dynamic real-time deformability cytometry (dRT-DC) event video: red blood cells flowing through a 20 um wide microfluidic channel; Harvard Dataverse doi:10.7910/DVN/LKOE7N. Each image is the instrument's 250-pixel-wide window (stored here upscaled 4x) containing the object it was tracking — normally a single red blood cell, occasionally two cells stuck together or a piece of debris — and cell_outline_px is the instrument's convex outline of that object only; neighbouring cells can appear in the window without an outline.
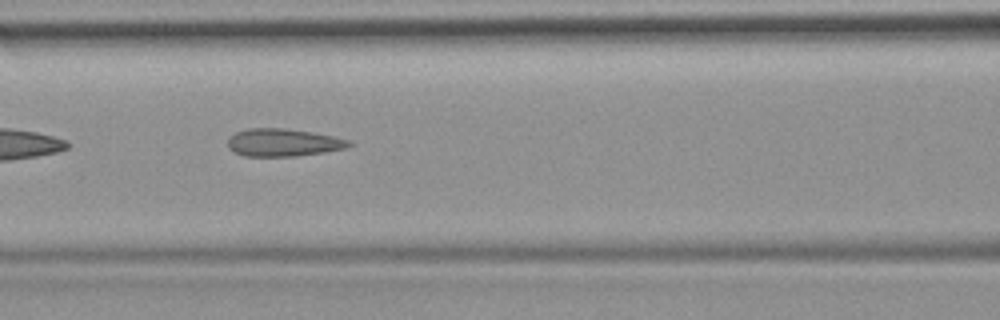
{"species": "common noctule bat (a hibernating species)", "species_latin": "Nyctalus noctula", "temperature_condition": "room temperature", "stored_images_in_passage": 7, "camera_frame_rate_fps": 3000, "um_per_image_px": 0.085, "animal": {"sex": "female", "body_mass_g": 19.9}, "frame": {"image": 1, "passage_image": 6, "time_ms": 6.667, "image_size_px": [1000, 320], "cell_outline_px": [[352, 144], [348, 148], [324, 152], [296, 156], [244, 156], [232, 152], [228, 148], [228, 140], [236, 132], [248, 128], [284, 128], [312, 132], [332, 136], [348, 140]], "centroid_in_image_um": [24.05, 12.12], "position_along_channel_um": 142.5, "area_um2": 19.54}}
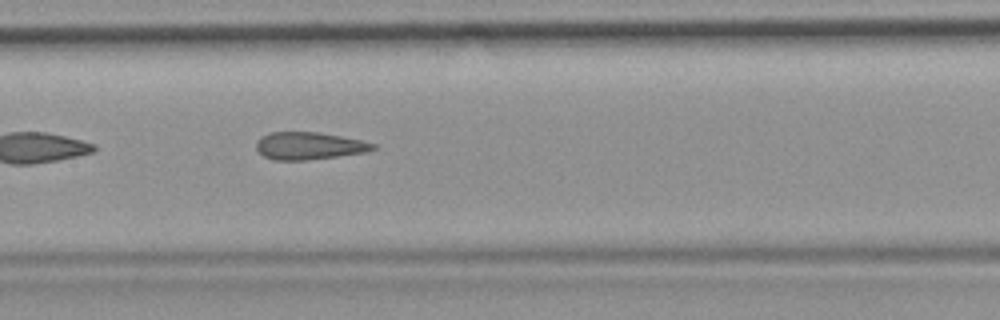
{"frame": {"image": 2, "passage_image": 7, "time_ms": 7.667, "image_size_px": [1000, 320], "cell_outline_px": [[380, 148], [368, 152], [304, 160], [276, 160], [264, 156], [256, 148], [256, 140], [260, 136], [268, 132], [320, 132], [360, 140], [376, 144]], "centroid_in_image_um": [26.28, 12.38], "position_along_channel_um": 181.1, "area_um2": 18.73}}